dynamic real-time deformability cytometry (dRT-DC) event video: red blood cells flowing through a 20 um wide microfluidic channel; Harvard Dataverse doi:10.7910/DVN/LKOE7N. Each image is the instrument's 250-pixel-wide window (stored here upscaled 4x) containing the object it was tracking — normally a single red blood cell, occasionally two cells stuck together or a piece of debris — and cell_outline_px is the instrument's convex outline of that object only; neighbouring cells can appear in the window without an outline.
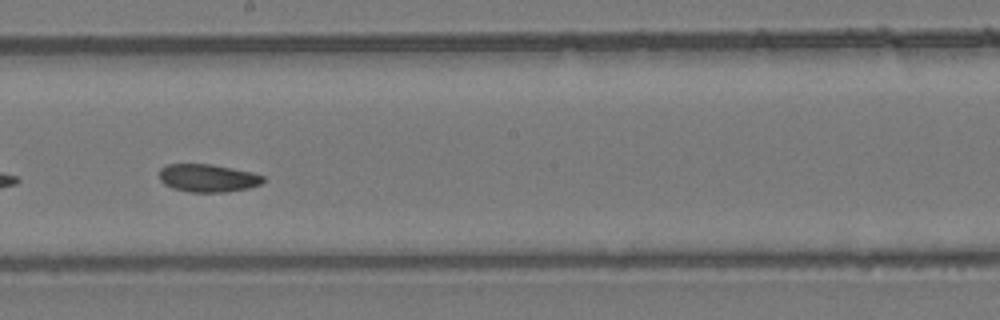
{"species": "common noctule bat (a hibernating species)", "species_latin": "Nyctalus noctula", "temperature_condition": "room temperature", "stored_images_in_passage": 32, "camera_frame_rate_fps": 3000, "um_per_image_px": 0.085, "animal": {"sex": "female", "body_mass_g": 24.6, "forearm_length_mm": 56.2}, "frame": {"image": 1, "passage_image": 19, "time_ms": 6.0, "image_size_px": [1000, 320], "cell_outline_px": [[264, 180], [260, 184], [248, 188], [224, 192], [188, 192], [172, 188], [164, 184], [160, 180], [160, 168], [168, 164], [208, 164], [252, 172], [264, 176]], "centroid_in_image_um": [17.64, 15.14], "position_along_channel_um": 230.6, "area_um2": 16.76}}
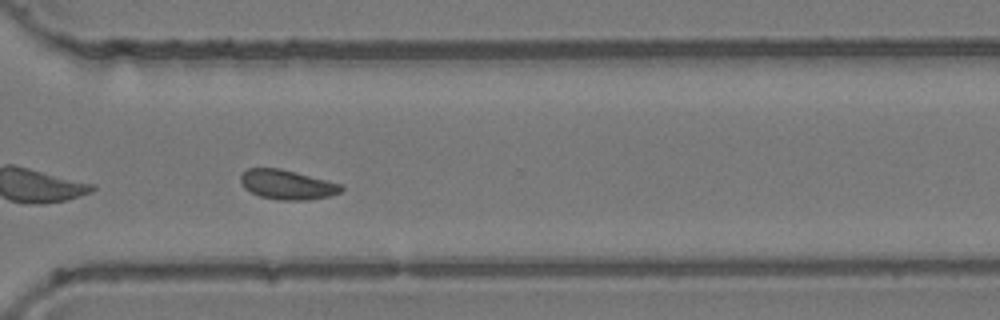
{"frame": {"image": 2, "passage_image": 28, "time_ms": 9.0, "image_size_px": [1000, 320], "cell_outline_px": [[344, 188], [340, 192], [328, 196], [308, 200], [276, 200], [260, 196], [244, 188], [240, 184], [240, 176], [248, 168], [280, 168], [328, 180], [340, 184]], "centroid_in_image_um": [24.39, 15.69], "position_along_channel_um": 346.2, "area_um2": 17.34}, "authors_computed_cell_mechanics": {"area_um2": 17.34, "velocity_mm_per_s": 3.8552, "shape_relaxation_time_tau1_ms": null, "shape_relaxation_time_tau2_ms": 3.8297, "deformation_change_tau1": null, "deformation_change_tau2": 0.0841}}